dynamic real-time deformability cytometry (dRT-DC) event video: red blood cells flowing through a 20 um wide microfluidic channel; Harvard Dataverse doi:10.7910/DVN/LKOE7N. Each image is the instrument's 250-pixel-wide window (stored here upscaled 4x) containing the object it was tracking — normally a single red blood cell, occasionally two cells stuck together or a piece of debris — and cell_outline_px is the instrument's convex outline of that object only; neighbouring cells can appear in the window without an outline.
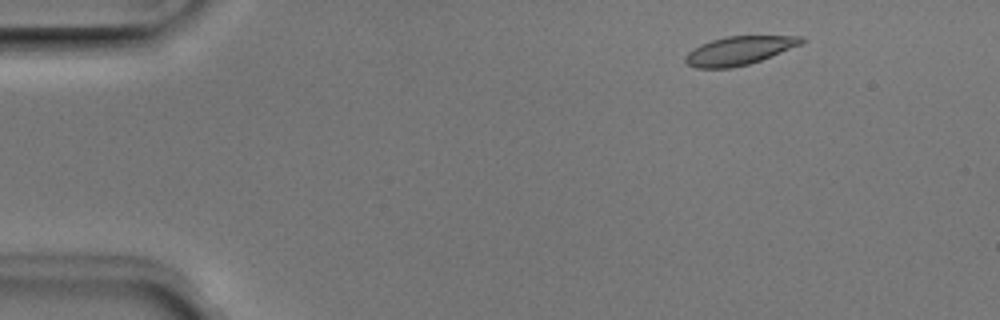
{"species": "Egyptian fruit bat (a non-hibernating species)", "species_latin": "Rousettus aegyptiacus", "temperature_condition": "room temperature", "stored_images_in_passage": 48, "camera_frame_rate_fps": 3000, "um_per_image_px": 0.085, "animal": {"sex": "male"}, "frame": {"image": 1, "passage_image": 4, "time_ms": 1.0, "image_size_px": [1000, 320], "cell_outline_px": [[804, 40], [800, 44], [760, 60], [748, 64], [732, 68], [696, 68], [688, 64], [684, 60], [684, 56], [688, 52], [700, 44], [712, 40], [728, 36], [804, 36]], "centroid_in_image_um": [62.77, 4.3], "position_along_channel_um": 22.2, "area_um2": 19.02}}
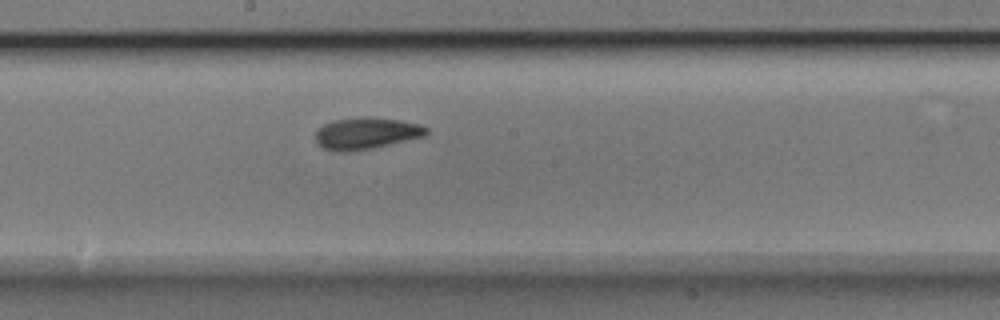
{"frame": {"image": 2, "passage_image": 25, "time_ms": 8.0, "image_size_px": [1000, 320], "cell_outline_px": [[428, 132], [424, 136], [368, 148], [348, 152], [336, 152], [324, 148], [316, 144], [316, 128], [332, 120], [400, 120], [416, 124], [428, 128]], "centroid_in_image_um": [31.04, 11.38], "position_along_channel_um": 217.2, "area_um2": 19.31}}
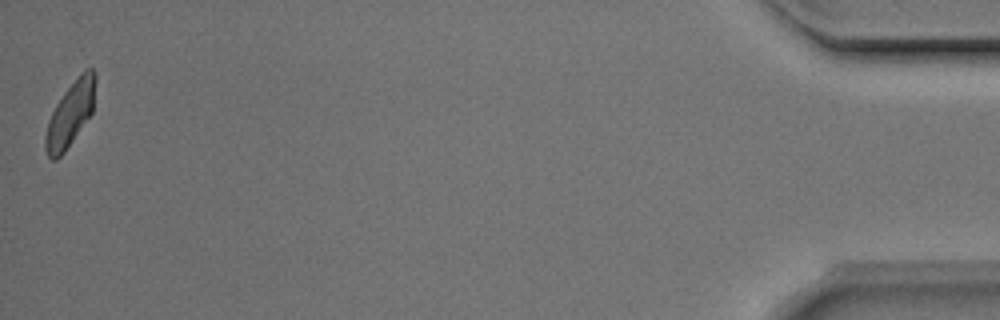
{"frame": {"image": 3, "passage_image": 48, "time_ms": 15.667, "image_size_px": [1000, 320], "cell_outline_px": [[96, 80], [92, 112], [64, 152], [56, 160], [52, 160], [48, 156], [44, 148], [44, 136], [48, 120], [56, 104], [64, 92], [80, 72], [84, 68], [92, 68], [96, 72]], "centroid_in_image_um": [5.97, 9.66], "position_along_channel_um": 429.2, "area_um2": 18.79}, "authors_computed_cell_mechanics": {"area_um2": 19.6231, "velocity_mm_per_s": 3.9871, "shape_relaxation_time_tau1_ms": 3.3747, "shape_relaxation_time_tau2_ms": 2.4562, "deformation_change_tau1": 0.1166, "deformation_change_tau2": 0.0679}}